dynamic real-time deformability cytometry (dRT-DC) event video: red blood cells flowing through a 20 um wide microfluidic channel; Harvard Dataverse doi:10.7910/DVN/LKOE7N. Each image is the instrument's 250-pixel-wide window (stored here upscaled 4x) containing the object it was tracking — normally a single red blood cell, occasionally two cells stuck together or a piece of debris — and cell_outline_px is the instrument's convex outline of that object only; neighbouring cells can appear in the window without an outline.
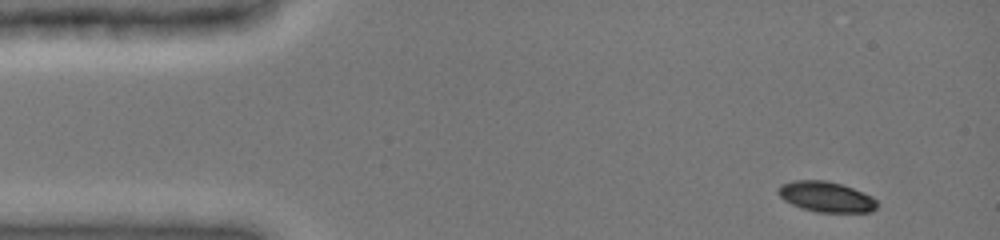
{"species": "common noctule bat (a hibernating species)", "species_latin": "Nyctalus noctula", "temperature_condition": "cold", "stored_images_in_passage": 8, "camera_frame_rate_fps": 3000, "um_per_image_px": 0.085, "animal": {"sex": "female", "body_mass_g": 19.0, "forearm_length_mm": 51.5}, "frame": {"image": 1, "passage_image": 1, "time_ms": 0.0, "image_size_px": [1000, 240], "cell_outline_px": [[876, 208], [872, 212], [816, 212], [792, 204], [784, 200], [776, 192], [780, 184], [792, 180], [828, 180], [852, 188], [872, 196], [876, 200]], "centroid_in_image_um": [70.19, 16.72], "position_along_channel_um": 14.8, "area_um2": 17.51}}
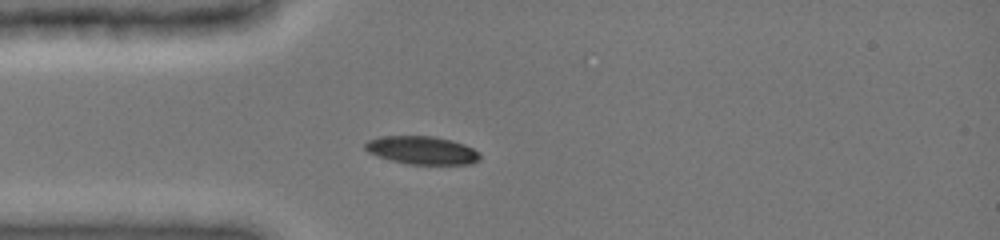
{"frame": {"image": 2, "passage_image": 6, "time_ms": 3.0, "image_size_px": [1000, 240], "cell_outline_px": [[480, 160], [472, 164], [408, 164], [392, 160], [368, 152], [364, 148], [364, 144], [368, 140], [380, 136], [432, 136], [452, 140], [464, 144], [480, 152]], "centroid_in_image_um": [35.89, 12.77], "position_along_channel_um": 49.1, "area_um2": 18.79}}
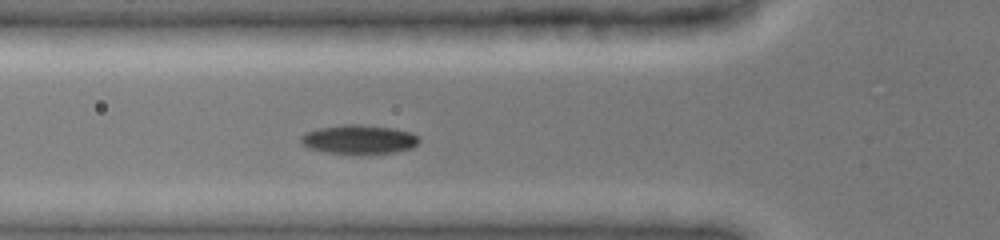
{"frame": {"image": 3, "passage_image": 8, "time_ms": 4.333, "image_size_px": [1000, 240], "cell_outline_px": [[420, 140], [412, 148], [396, 152], [328, 152], [308, 148], [300, 140], [300, 136], [316, 128], [344, 124], [360, 124], [392, 128], [412, 132]], "centroid_in_image_um": [30.51, 11.81], "position_along_channel_um": 95.3, "area_um2": 19.48}}